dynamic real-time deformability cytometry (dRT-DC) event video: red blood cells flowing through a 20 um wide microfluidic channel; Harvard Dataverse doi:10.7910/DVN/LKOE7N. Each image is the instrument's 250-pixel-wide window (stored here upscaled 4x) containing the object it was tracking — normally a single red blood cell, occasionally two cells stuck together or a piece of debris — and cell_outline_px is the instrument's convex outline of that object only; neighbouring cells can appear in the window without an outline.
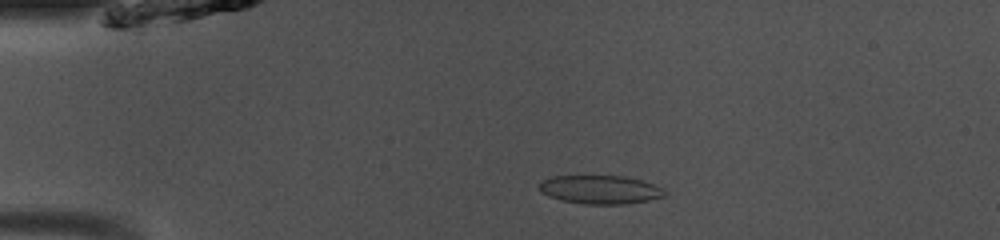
{"species": "common noctule bat (a hibernating species)", "species_latin": "Nyctalus noctula", "temperature_condition": "room temperature", "stored_images_in_passage": 48, "camera_frame_rate_fps": 3000, "um_per_image_px": 0.085, "animal": {"sex": "male", "body_mass_g": 13.0, "forearm_length_mm": 53.1}, "frame": {"image": 1, "passage_image": 10, "time_ms": 3.0, "image_size_px": [1000, 240], "cell_outline_px": [[668, 192], [664, 196], [648, 200], [624, 204], [584, 204], [560, 200], [548, 196], [540, 192], [540, 184], [544, 180], [552, 176], [624, 176], [640, 180], [652, 184]], "centroid_in_image_um": [50.99, 16.12], "position_along_channel_um": 34.0, "area_um2": 20.69}}
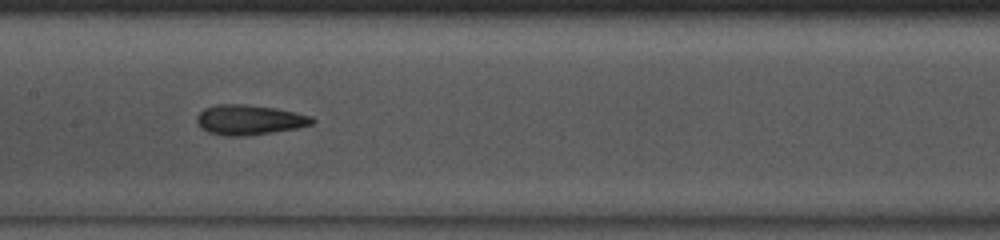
{"frame": {"image": 2, "passage_image": 24, "time_ms": 7.667, "image_size_px": [1000, 240], "cell_outline_px": [[316, 120], [312, 124], [296, 128], [272, 132], [244, 136], [224, 136], [208, 132], [196, 120], [196, 116], [204, 108], [216, 104], [248, 104], [276, 108], [296, 112], [312, 116]], "centroid_in_image_um": [21.21, 10.17], "position_along_channel_um": 186.2, "area_um2": 20.17}}
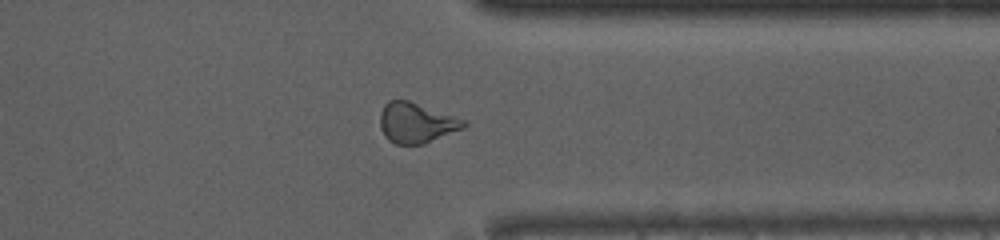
{"frame": {"image": 3, "passage_image": 38, "time_ms": 12.333, "image_size_px": [1000, 240], "cell_outline_px": [[468, 124], [464, 128], [424, 144], [396, 144], [388, 140], [384, 136], [380, 128], [380, 112], [384, 104], [388, 100], [408, 100], [468, 120]], "centroid_in_image_um": [35.4, 10.44], "position_along_channel_um": 376.0, "area_um2": 19.88}, "authors_computed_cell_mechanics": {"area_um2": 20.2011, "velocity_mm_per_s": 4.1182, "shape_relaxation_time_tau1_ms": 3.1318, "shape_relaxation_time_tau2_ms": 1.086, "deformation_change_tau1": 0.138, "deformation_change_tau2": 0.094}}